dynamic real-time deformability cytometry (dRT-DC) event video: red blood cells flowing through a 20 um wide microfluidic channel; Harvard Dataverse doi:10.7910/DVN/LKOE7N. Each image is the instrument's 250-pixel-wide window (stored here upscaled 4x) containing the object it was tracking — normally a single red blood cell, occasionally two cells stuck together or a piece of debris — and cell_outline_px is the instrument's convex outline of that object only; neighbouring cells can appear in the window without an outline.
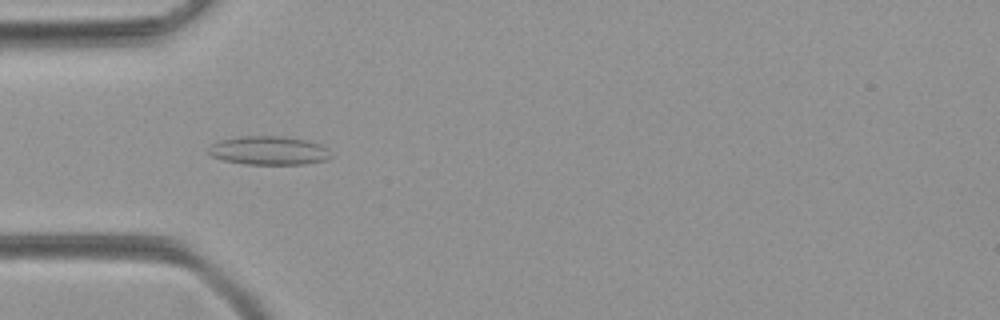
{"species": "common noctule bat (a hibernating species)", "species_latin": "Nyctalus noctula", "temperature_condition": "room temperature", "stored_images_in_passage": 50, "camera_frame_rate_fps": 3000, "um_per_image_px": 0.085, "animal": {"sex": "female", "body_mass_g": 21.9}, "frame": {"image": 1, "passage_image": 16, "time_ms": 5.0, "image_size_px": [1000, 320], "cell_outline_px": [[332, 156], [324, 160], [304, 164], [244, 164], [224, 160], [212, 156], [208, 152], [208, 148], [212, 144], [220, 140], [240, 136], [284, 136], [304, 140], [320, 144], [328, 148]], "centroid_in_image_um": [22.84, 12.79], "position_along_channel_um": 62.2, "area_um2": 20.4}}
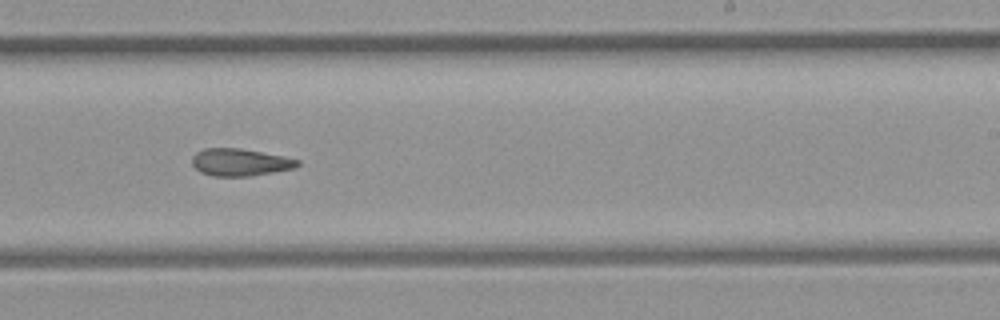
{"frame": {"image": 2, "passage_image": 31, "time_ms": 10.0, "image_size_px": [1000, 320], "cell_outline_px": [[300, 164], [296, 168], [248, 176], [212, 176], [200, 172], [192, 164], [192, 156], [196, 152], [204, 148], [240, 148], [284, 156], [300, 160]], "centroid_in_image_um": [20.4, 13.79], "position_along_channel_um": 268.6, "area_um2": 16.82}}
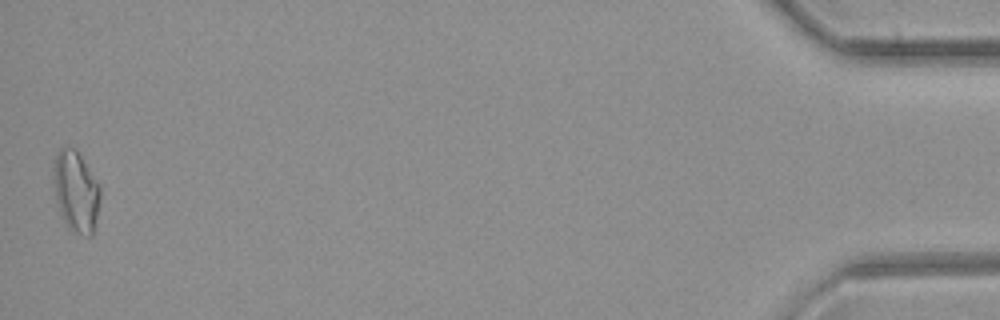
{"frame": {"image": 3, "passage_image": 50, "time_ms": 16.333, "image_size_px": [1000, 320], "cell_outline_px": [[100, 200], [92, 236], [88, 236], [76, 232], [68, 228], [60, 212], [56, 200], [56, 152], [60, 148], [76, 148], [100, 184]], "centroid_in_image_um": [6.51, 16.28], "position_along_channel_um": 428.7, "area_um2": 21.44}}